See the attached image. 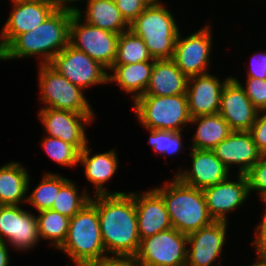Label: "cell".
I'll return each instance as SVG.
<instances>
[{"label":"cell","mask_w":266,"mask_h":266,"mask_svg":"<svg viewBox=\"0 0 266 266\" xmlns=\"http://www.w3.org/2000/svg\"><path fill=\"white\" fill-rule=\"evenodd\" d=\"M90 201L97 208L106 253L136 255L140 237L134 193L96 195Z\"/></svg>","instance_id":"1"},{"label":"cell","mask_w":266,"mask_h":266,"mask_svg":"<svg viewBox=\"0 0 266 266\" xmlns=\"http://www.w3.org/2000/svg\"><path fill=\"white\" fill-rule=\"evenodd\" d=\"M73 14L64 10H54L36 28L18 35L0 53V60L41 54V64H49L69 44V25Z\"/></svg>","instance_id":"2"},{"label":"cell","mask_w":266,"mask_h":266,"mask_svg":"<svg viewBox=\"0 0 266 266\" xmlns=\"http://www.w3.org/2000/svg\"><path fill=\"white\" fill-rule=\"evenodd\" d=\"M154 190L162 197L169 213L172 227L180 233L189 235L211 224L210 216L202 189L183 184L176 176Z\"/></svg>","instance_id":"3"},{"label":"cell","mask_w":266,"mask_h":266,"mask_svg":"<svg viewBox=\"0 0 266 266\" xmlns=\"http://www.w3.org/2000/svg\"><path fill=\"white\" fill-rule=\"evenodd\" d=\"M59 249L66 252L75 265L90 264L107 256L97 208L91 201L70 218L66 240Z\"/></svg>","instance_id":"4"},{"label":"cell","mask_w":266,"mask_h":266,"mask_svg":"<svg viewBox=\"0 0 266 266\" xmlns=\"http://www.w3.org/2000/svg\"><path fill=\"white\" fill-rule=\"evenodd\" d=\"M129 29L142 38L154 60L172 59L179 27L163 5L147 6Z\"/></svg>","instance_id":"5"},{"label":"cell","mask_w":266,"mask_h":266,"mask_svg":"<svg viewBox=\"0 0 266 266\" xmlns=\"http://www.w3.org/2000/svg\"><path fill=\"white\" fill-rule=\"evenodd\" d=\"M133 102L139 123L148 130L181 132L182 126L191 121L186 94L141 95Z\"/></svg>","instance_id":"6"},{"label":"cell","mask_w":266,"mask_h":266,"mask_svg":"<svg viewBox=\"0 0 266 266\" xmlns=\"http://www.w3.org/2000/svg\"><path fill=\"white\" fill-rule=\"evenodd\" d=\"M39 67L40 98L45 105L43 108L94 114L83 95V89L72 84L49 64L40 63Z\"/></svg>","instance_id":"7"},{"label":"cell","mask_w":266,"mask_h":266,"mask_svg":"<svg viewBox=\"0 0 266 266\" xmlns=\"http://www.w3.org/2000/svg\"><path fill=\"white\" fill-rule=\"evenodd\" d=\"M82 16L80 9L72 15L69 25V44L110 70L116 58L119 34L86 22L82 24Z\"/></svg>","instance_id":"8"},{"label":"cell","mask_w":266,"mask_h":266,"mask_svg":"<svg viewBox=\"0 0 266 266\" xmlns=\"http://www.w3.org/2000/svg\"><path fill=\"white\" fill-rule=\"evenodd\" d=\"M188 237L175 228L140 240L136 253L143 266H186Z\"/></svg>","instance_id":"9"},{"label":"cell","mask_w":266,"mask_h":266,"mask_svg":"<svg viewBox=\"0 0 266 266\" xmlns=\"http://www.w3.org/2000/svg\"><path fill=\"white\" fill-rule=\"evenodd\" d=\"M49 65L83 90L92 85L108 83L107 69L70 44Z\"/></svg>","instance_id":"10"},{"label":"cell","mask_w":266,"mask_h":266,"mask_svg":"<svg viewBox=\"0 0 266 266\" xmlns=\"http://www.w3.org/2000/svg\"><path fill=\"white\" fill-rule=\"evenodd\" d=\"M209 26L206 25L183 39L180 37L179 31L172 60L187 77L208 73L210 50L212 49Z\"/></svg>","instance_id":"11"},{"label":"cell","mask_w":266,"mask_h":266,"mask_svg":"<svg viewBox=\"0 0 266 266\" xmlns=\"http://www.w3.org/2000/svg\"><path fill=\"white\" fill-rule=\"evenodd\" d=\"M38 112L47 136L60 138L74 146L79 152L86 147L88 139L84 125L93 121L94 114H81L52 108H41Z\"/></svg>","instance_id":"12"},{"label":"cell","mask_w":266,"mask_h":266,"mask_svg":"<svg viewBox=\"0 0 266 266\" xmlns=\"http://www.w3.org/2000/svg\"><path fill=\"white\" fill-rule=\"evenodd\" d=\"M258 112L239 80L231 77L222 90L219 109V114L229 124L230 129L250 131Z\"/></svg>","instance_id":"13"},{"label":"cell","mask_w":266,"mask_h":266,"mask_svg":"<svg viewBox=\"0 0 266 266\" xmlns=\"http://www.w3.org/2000/svg\"><path fill=\"white\" fill-rule=\"evenodd\" d=\"M236 182L228 178L217 185L202 189L210 216L214 221L227 222L226 214L235 210L249 196V186L246 174H239Z\"/></svg>","instance_id":"14"},{"label":"cell","mask_w":266,"mask_h":266,"mask_svg":"<svg viewBox=\"0 0 266 266\" xmlns=\"http://www.w3.org/2000/svg\"><path fill=\"white\" fill-rule=\"evenodd\" d=\"M228 223L225 221H213L208 226L190 233L187 249L186 266H210L221 255L225 244Z\"/></svg>","instance_id":"15"},{"label":"cell","mask_w":266,"mask_h":266,"mask_svg":"<svg viewBox=\"0 0 266 266\" xmlns=\"http://www.w3.org/2000/svg\"><path fill=\"white\" fill-rule=\"evenodd\" d=\"M230 78L221 83L210 73L188 77L186 97L191 118L219 113L221 93Z\"/></svg>","instance_id":"16"},{"label":"cell","mask_w":266,"mask_h":266,"mask_svg":"<svg viewBox=\"0 0 266 266\" xmlns=\"http://www.w3.org/2000/svg\"><path fill=\"white\" fill-rule=\"evenodd\" d=\"M54 10L50 1L13 3L12 12L0 32V53L18 35L43 23Z\"/></svg>","instance_id":"17"},{"label":"cell","mask_w":266,"mask_h":266,"mask_svg":"<svg viewBox=\"0 0 266 266\" xmlns=\"http://www.w3.org/2000/svg\"><path fill=\"white\" fill-rule=\"evenodd\" d=\"M190 149L192 168L189 171L175 173L183 184L204 189L228 178L230 169L222 163L213 150Z\"/></svg>","instance_id":"18"},{"label":"cell","mask_w":266,"mask_h":266,"mask_svg":"<svg viewBox=\"0 0 266 266\" xmlns=\"http://www.w3.org/2000/svg\"><path fill=\"white\" fill-rule=\"evenodd\" d=\"M212 150L228 169L240 166L239 174H246L263 156L250 131H232Z\"/></svg>","instance_id":"19"},{"label":"cell","mask_w":266,"mask_h":266,"mask_svg":"<svg viewBox=\"0 0 266 266\" xmlns=\"http://www.w3.org/2000/svg\"><path fill=\"white\" fill-rule=\"evenodd\" d=\"M140 240L172 228L169 213L162 197L153 189L134 193Z\"/></svg>","instance_id":"20"},{"label":"cell","mask_w":266,"mask_h":266,"mask_svg":"<svg viewBox=\"0 0 266 266\" xmlns=\"http://www.w3.org/2000/svg\"><path fill=\"white\" fill-rule=\"evenodd\" d=\"M188 77L172 59L154 60L149 84L143 95L174 96L186 94Z\"/></svg>","instance_id":"21"},{"label":"cell","mask_w":266,"mask_h":266,"mask_svg":"<svg viewBox=\"0 0 266 266\" xmlns=\"http://www.w3.org/2000/svg\"><path fill=\"white\" fill-rule=\"evenodd\" d=\"M114 150L90 155V149L88 144L79 153V161L81 165H84V174L86 179L95 185V196L104 194H122L123 192H110L103 187V183H106L117 171L118 156Z\"/></svg>","instance_id":"22"},{"label":"cell","mask_w":266,"mask_h":266,"mask_svg":"<svg viewBox=\"0 0 266 266\" xmlns=\"http://www.w3.org/2000/svg\"><path fill=\"white\" fill-rule=\"evenodd\" d=\"M154 61L132 64H113L110 70L115 74L108 75V82L117 84L127 93H133V101L145 93L149 84ZM135 94V95H134Z\"/></svg>","instance_id":"23"},{"label":"cell","mask_w":266,"mask_h":266,"mask_svg":"<svg viewBox=\"0 0 266 266\" xmlns=\"http://www.w3.org/2000/svg\"><path fill=\"white\" fill-rule=\"evenodd\" d=\"M29 179V173L20 163L11 162L0 166V204L19 205L24 200L27 202Z\"/></svg>","instance_id":"24"},{"label":"cell","mask_w":266,"mask_h":266,"mask_svg":"<svg viewBox=\"0 0 266 266\" xmlns=\"http://www.w3.org/2000/svg\"><path fill=\"white\" fill-rule=\"evenodd\" d=\"M87 4L84 22L115 34L129 30L130 24L124 19L114 0H89Z\"/></svg>","instance_id":"25"},{"label":"cell","mask_w":266,"mask_h":266,"mask_svg":"<svg viewBox=\"0 0 266 266\" xmlns=\"http://www.w3.org/2000/svg\"><path fill=\"white\" fill-rule=\"evenodd\" d=\"M190 124L198 125L191 146L193 149L212 150L232 132L219 113L191 118Z\"/></svg>","instance_id":"26"},{"label":"cell","mask_w":266,"mask_h":266,"mask_svg":"<svg viewBox=\"0 0 266 266\" xmlns=\"http://www.w3.org/2000/svg\"><path fill=\"white\" fill-rule=\"evenodd\" d=\"M36 218L39 237L50 239L52 246L59 249L66 240L70 218L51 209L39 211Z\"/></svg>","instance_id":"27"},{"label":"cell","mask_w":266,"mask_h":266,"mask_svg":"<svg viewBox=\"0 0 266 266\" xmlns=\"http://www.w3.org/2000/svg\"><path fill=\"white\" fill-rule=\"evenodd\" d=\"M154 61L142 38L130 29L119 34L116 58L113 64H132Z\"/></svg>","instance_id":"28"},{"label":"cell","mask_w":266,"mask_h":266,"mask_svg":"<svg viewBox=\"0 0 266 266\" xmlns=\"http://www.w3.org/2000/svg\"><path fill=\"white\" fill-rule=\"evenodd\" d=\"M67 180L60 174H44L39 185L27 197V203H31L38 212L51 209L60 187Z\"/></svg>","instance_id":"29"},{"label":"cell","mask_w":266,"mask_h":266,"mask_svg":"<svg viewBox=\"0 0 266 266\" xmlns=\"http://www.w3.org/2000/svg\"><path fill=\"white\" fill-rule=\"evenodd\" d=\"M91 200L90 194L84 191L79 194L75 183L69 179L60 187L51 210L69 218L75 216Z\"/></svg>","instance_id":"30"},{"label":"cell","mask_w":266,"mask_h":266,"mask_svg":"<svg viewBox=\"0 0 266 266\" xmlns=\"http://www.w3.org/2000/svg\"><path fill=\"white\" fill-rule=\"evenodd\" d=\"M40 240L36 216L24 211L19 206V218L16 227V248L18 250H28L34 247Z\"/></svg>","instance_id":"31"},{"label":"cell","mask_w":266,"mask_h":266,"mask_svg":"<svg viewBox=\"0 0 266 266\" xmlns=\"http://www.w3.org/2000/svg\"><path fill=\"white\" fill-rule=\"evenodd\" d=\"M41 144L48 156L59 165L75 166L79 164L80 152L62 139L46 135Z\"/></svg>","instance_id":"32"},{"label":"cell","mask_w":266,"mask_h":266,"mask_svg":"<svg viewBox=\"0 0 266 266\" xmlns=\"http://www.w3.org/2000/svg\"><path fill=\"white\" fill-rule=\"evenodd\" d=\"M149 143L156 152L172 155L182 148L181 132L166 130H149Z\"/></svg>","instance_id":"33"},{"label":"cell","mask_w":266,"mask_h":266,"mask_svg":"<svg viewBox=\"0 0 266 266\" xmlns=\"http://www.w3.org/2000/svg\"><path fill=\"white\" fill-rule=\"evenodd\" d=\"M17 218H19V205H2L0 209V240L5 243L9 241L14 248L16 247Z\"/></svg>","instance_id":"34"},{"label":"cell","mask_w":266,"mask_h":266,"mask_svg":"<svg viewBox=\"0 0 266 266\" xmlns=\"http://www.w3.org/2000/svg\"><path fill=\"white\" fill-rule=\"evenodd\" d=\"M245 90L246 95L254 105V107L260 111H266V80L247 77Z\"/></svg>","instance_id":"35"},{"label":"cell","mask_w":266,"mask_h":266,"mask_svg":"<svg viewBox=\"0 0 266 266\" xmlns=\"http://www.w3.org/2000/svg\"><path fill=\"white\" fill-rule=\"evenodd\" d=\"M248 179L249 193L255 190L260 197L266 193V155L246 173Z\"/></svg>","instance_id":"36"},{"label":"cell","mask_w":266,"mask_h":266,"mask_svg":"<svg viewBox=\"0 0 266 266\" xmlns=\"http://www.w3.org/2000/svg\"><path fill=\"white\" fill-rule=\"evenodd\" d=\"M124 19L132 23L147 7L143 0H114Z\"/></svg>","instance_id":"37"},{"label":"cell","mask_w":266,"mask_h":266,"mask_svg":"<svg viewBox=\"0 0 266 266\" xmlns=\"http://www.w3.org/2000/svg\"><path fill=\"white\" fill-rule=\"evenodd\" d=\"M250 132L259 151L266 155V111L258 112Z\"/></svg>","instance_id":"38"},{"label":"cell","mask_w":266,"mask_h":266,"mask_svg":"<svg viewBox=\"0 0 266 266\" xmlns=\"http://www.w3.org/2000/svg\"><path fill=\"white\" fill-rule=\"evenodd\" d=\"M114 256V257H111ZM90 263V266H143L136 255H111Z\"/></svg>","instance_id":"39"},{"label":"cell","mask_w":266,"mask_h":266,"mask_svg":"<svg viewBox=\"0 0 266 266\" xmlns=\"http://www.w3.org/2000/svg\"><path fill=\"white\" fill-rule=\"evenodd\" d=\"M251 61L247 77L266 80V51L262 54H255Z\"/></svg>","instance_id":"40"},{"label":"cell","mask_w":266,"mask_h":266,"mask_svg":"<svg viewBox=\"0 0 266 266\" xmlns=\"http://www.w3.org/2000/svg\"><path fill=\"white\" fill-rule=\"evenodd\" d=\"M255 245L259 258L266 259V216L262 218V223L256 228V238L252 242Z\"/></svg>","instance_id":"41"},{"label":"cell","mask_w":266,"mask_h":266,"mask_svg":"<svg viewBox=\"0 0 266 266\" xmlns=\"http://www.w3.org/2000/svg\"><path fill=\"white\" fill-rule=\"evenodd\" d=\"M77 1H81V0H50L55 10H64V11H68L72 13H76L79 10V8L78 7L75 8L74 6L70 7L67 3H70V2L73 3ZM86 1L88 2L89 0H86Z\"/></svg>","instance_id":"42"},{"label":"cell","mask_w":266,"mask_h":266,"mask_svg":"<svg viewBox=\"0 0 266 266\" xmlns=\"http://www.w3.org/2000/svg\"><path fill=\"white\" fill-rule=\"evenodd\" d=\"M7 244L0 240V266H9L10 256Z\"/></svg>","instance_id":"43"},{"label":"cell","mask_w":266,"mask_h":266,"mask_svg":"<svg viewBox=\"0 0 266 266\" xmlns=\"http://www.w3.org/2000/svg\"><path fill=\"white\" fill-rule=\"evenodd\" d=\"M250 266H266V259H262V258H257V262L253 263Z\"/></svg>","instance_id":"44"},{"label":"cell","mask_w":266,"mask_h":266,"mask_svg":"<svg viewBox=\"0 0 266 266\" xmlns=\"http://www.w3.org/2000/svg\"><path fill=\"white\" fill-rule=\"evenodd\" d=\"M147 6L162 5L158 0H143Z\"/></svg>","instance_id":"45"},{"label":"cell","mask_w":266,"mask_h":266,"mask_svg":"<svg viewBox=\"0 0 266 266\" xmlns=\"http://www.w3.org/2000/svg\"><path fill=\"white\" fill-rule=\"evenodd\" d=\"M12 3H24V2H39V1H50V0H11Z\"/></svg>","instance_id":"46"},{"label":"cell","mask_w":266,"mask_h":266,"mask_svg":"<svg viewBox=\"0 0 266 266\" xmlns=\"http://www.w3.org/2000/svg\"><path fill=\"white\" fill-rule=\"evenodd\" d=\"M260 199L261 200H263L264 201V203H266V193L265 194H263L261 197H260ZM265 216H266V212H265V214H264Z\"/></svg>","instance_id":"47"},{"label":"cell","mask_w":266,"mask_h":266,"mask_svg":"<svg viewBox=\"0 0 266 266\" xmlns=\"http://www.w3.org/2000/svg\"><path fill=\"white\" fill-rule=\"evenodd\" d=\"M76 266H90L89 264H76Z\"/></svg>","instance_id":"48"}]
</instances>
